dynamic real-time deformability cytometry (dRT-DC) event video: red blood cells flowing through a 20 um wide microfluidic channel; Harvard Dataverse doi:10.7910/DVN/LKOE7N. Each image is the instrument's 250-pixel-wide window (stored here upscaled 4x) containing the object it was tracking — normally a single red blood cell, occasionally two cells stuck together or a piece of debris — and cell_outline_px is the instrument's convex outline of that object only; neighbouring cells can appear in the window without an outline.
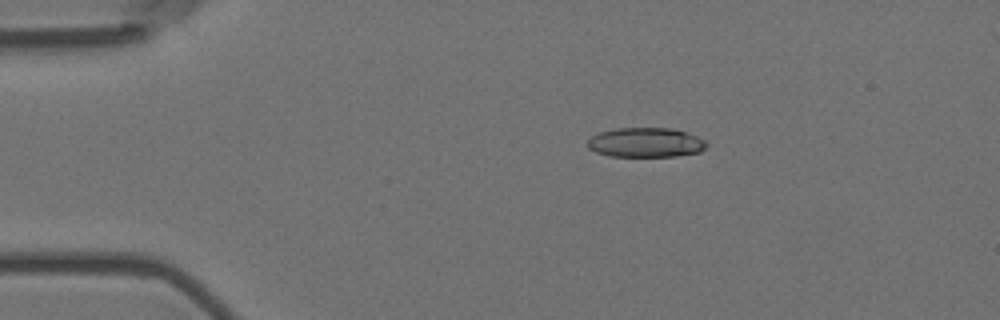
{"species": "Egyptian fruit bat (a non-hibernating species)", "species_latin": "Rousettus aegyptiacus", "temperature_condition": "room temperature", "stored_images_in_passage": 6, "camera_frame_rate_fps": 3000, "um_per_image_px": 0.085, "animal": {"sex": "female"}, "frame": {"image": 1, "passage_image": 3, "time_ms": 0.667, "image_size_px": [1000, 320], "cell_outline_px": [[708, 144], [700, 152], [676, 156], [612, 156], [596, 152], [588, 148], [588, 140], [592, 136], [600, 132], [616, 128], [672, 128], [696, 136], [704, 140]], "centroid_in_image_um": [54.88, 12.11], "position_along_channel_um": 30.1, "area_um2": 20.35}}
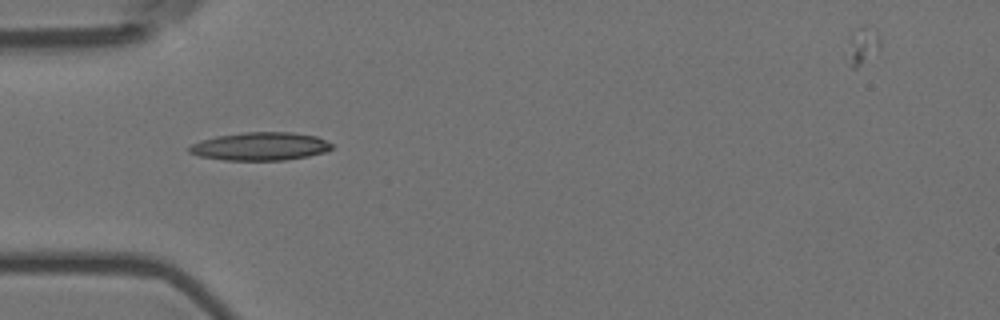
{"frame": {"image": 2, "passage_image": 5, "time_ms": 1.333, "image_size_px": [1000, 320], "cell_outline_px": [[332, 148], [324, 152], [308, 156], [284, 160], [224, 160], [200, 156], [188, 152], [188, 148], [192, 144], [200, 140], [216, 136], [244, 132], [292, 132], [316, 136], [332, 144]], "centroid_in_image_um": [22.1, 12.43], "position_along_channel_um": 62.9, "area_um2": 23.29}}
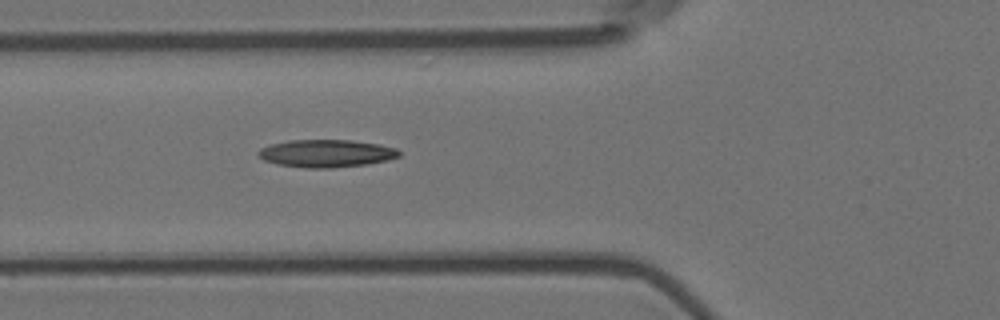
{"frame": {"image": 3, "passage_image": 6, "time_ms": 1.667, "image_size_px": [1000, 320], "cell_outline_px": [[400, 156], [388, 160], [364, 164], [332, 168], [304, 168], [276, 164], [264, 160], [256, 152], [260, 148], [272, 144], [288, 140], [352, 140], [380, 144], [396, 148], [400, 152]], "centroid_in_image_um": [27.73, 13.04], "position_along_channel_um": 98.1, "area_um2": 22.72}}